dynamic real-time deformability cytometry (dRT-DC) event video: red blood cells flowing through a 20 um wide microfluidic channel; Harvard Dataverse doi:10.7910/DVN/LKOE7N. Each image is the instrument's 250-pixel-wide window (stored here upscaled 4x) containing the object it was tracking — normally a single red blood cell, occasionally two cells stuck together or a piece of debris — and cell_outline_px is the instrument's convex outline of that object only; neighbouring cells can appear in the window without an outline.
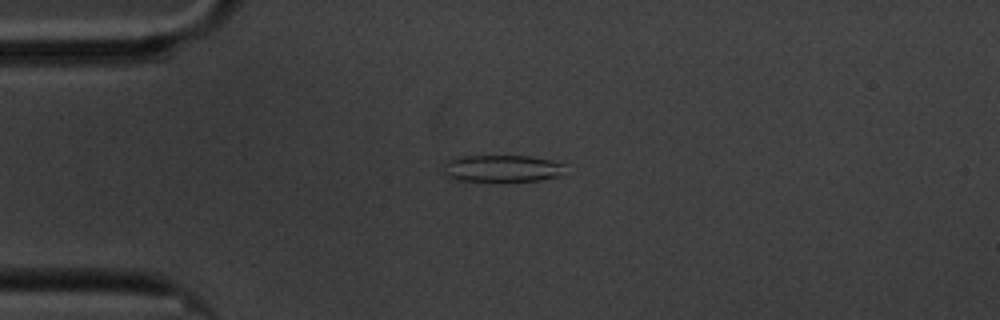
{"species": "common noctule bat (a hibernating species)", "species_latin": "Nyctalus noctula", "temperature_condition": "cold", "stored_images_in_passage": 53, "camera_frame_rate_fps": 3000, "um_per_image_px": 0.085, "animal": {"sex": "male", "body_mass_g": 20.1, "forearm_length_mm": 53.5}, "frame": {"image": 1, "passage_image": 8, "time_ms": 2.333, "image_size_px": [1000, 320], "cell_outline_px": [[564, 164], [556, 176], [540, 180], [456, 180], [444, 176], [444, 160], [464, 156], [532, 156], [552, 160]], "centroid_in_image_um": [42.57, 14.29], "position_along_channel_um": 42.4, "area_um2": 18.73}}
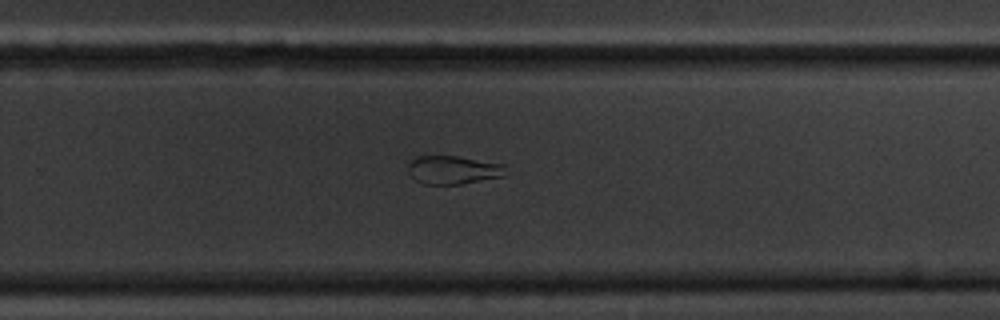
{"frame": {"image": 2, "passage_image": 32, "time_ms": 10.333, "image_size_px": [1000, 320], "cell_outline_px": [[504, 176], [460, 184], [424, 184], [416, 180], [408, 172], [408, 164], [416, 156], [456, 156], [504, 164]], "centroid_in_image_um": [38.49, 14.44], "position_along_channel_um": 291.3, "area_um2": 15.95}}
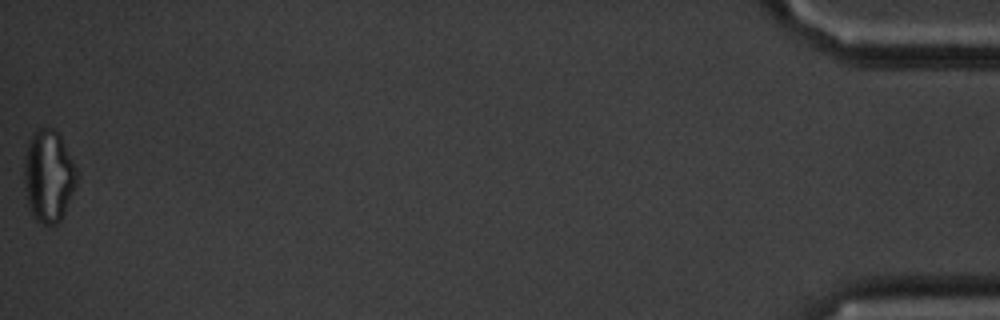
{"frame": {"image": 3, "passage_image": 53, "time_ms": 17.333, "image_size_px": [1000, 320], "cell_outline_px": [[80, 176], [64, 212], [60, 220], [56, 224], [44, 224], [36, 220], [28, 204], [24, 188], [24, 156], [28, 144], [36, 128], [52, 128], [60, 136], [80, 172]], "centroid_in_image_um": [4.15, 14.95], "position_along_channel_um": 431.1, "area_um2": 28.38}, "authors_computed_cell_mechanics": {"area_um2": 19.1896, "velocity_mm_per_s": 3.3787, "shape_relaxation_time_tau1_ms": null, "shape_relaxation_time_tau2_ms": 2.5808, "deformation_change_tau1": null, "deformation_change_tau2": 0.0945}}